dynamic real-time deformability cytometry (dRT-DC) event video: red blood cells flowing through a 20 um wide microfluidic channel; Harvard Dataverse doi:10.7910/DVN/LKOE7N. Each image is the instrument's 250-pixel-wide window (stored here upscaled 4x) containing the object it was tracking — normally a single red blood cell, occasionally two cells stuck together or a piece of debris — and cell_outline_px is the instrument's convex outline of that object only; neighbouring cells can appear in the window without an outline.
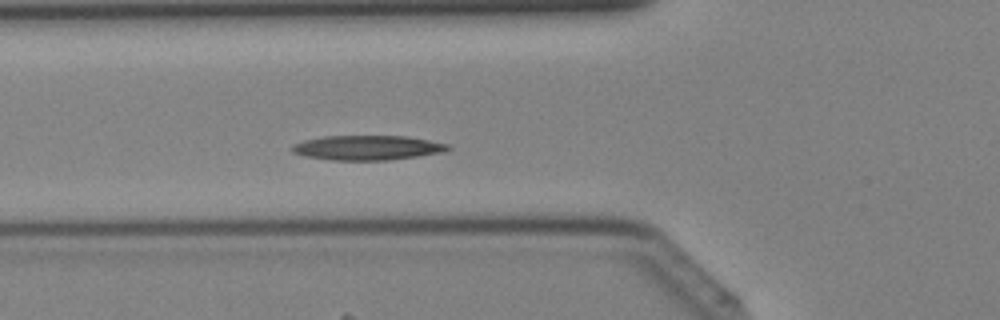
{"species": "Egyptian fruit bat (a non-hibernating species)", "species_latin": "Rousettus aegyptiacus", "temperature_condition": "cold", "stored_images_in_passage": 40, "camera_frame_rate_fps": 3000, "um_per_image_px": 0.085, "animal": {"sex": "female"}, "frame": {"image": 1, "passage_image": 13, "time_ms": 4.0, "image_size_px": [1000, 320], "cell_outline_px": [[452, 148], [444, 152], [388, 160], [332, 160], [304, 156], [292, 152], [292, 144], [304, 140], [324, 136], [408, 136], [448, 144]], "centroid_in_image_um": [31.22, 12.55], "position_along_channel_um": 94.6, "area_um2": 22.37}}
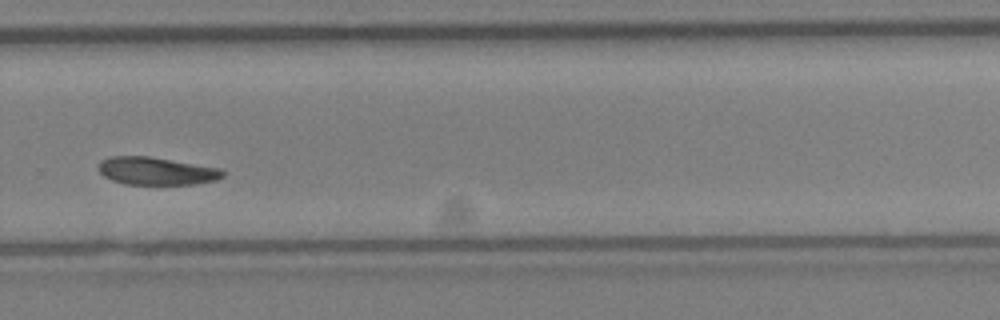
{"frame": {"image": 2, "passage_image": 27, "time_ms": 8.667, "image_size_px": [1000, 320], "cell_outline_px": [[228, 172], [224, 176], [216, 180], [196, 184], [124, 184], [112, 180], [104, 176], [100, 172], [100, 160], [108, 156], [148, 156], [220, 168]], "centroid_in_image_um": [13.32, 14.53], "position_along_channel_um": 316.5, "area_um2": 20.11}}
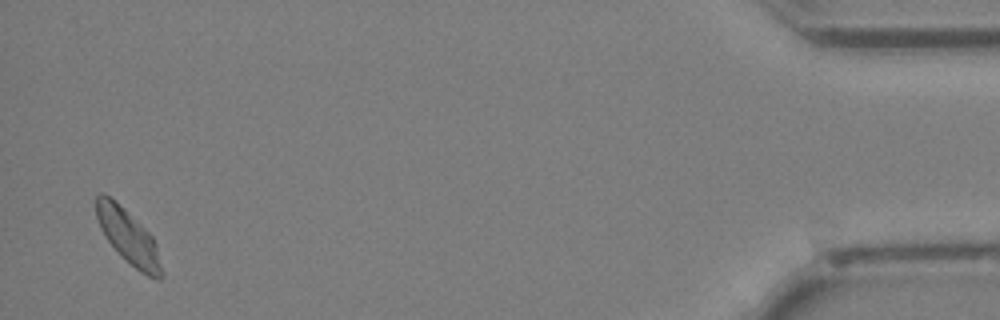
{"frame": {"image": 3, "passage_image": 39, "time_ms": 12.667, "image_size_px": [1000, 320], "cell_outline_px": [[164, 276], [160, 280], [156, 280], [140, 272], [104, 236], [100, 228], [96, 216], [96, 196], [100, 192], [104, 192], [144, 228], [152, 236], [156, 244], [164, 272]], "centroid_in_image_um": [10.94, 20.15], "position_along_channel_um": 424.3, "area_um2": 20.11}}